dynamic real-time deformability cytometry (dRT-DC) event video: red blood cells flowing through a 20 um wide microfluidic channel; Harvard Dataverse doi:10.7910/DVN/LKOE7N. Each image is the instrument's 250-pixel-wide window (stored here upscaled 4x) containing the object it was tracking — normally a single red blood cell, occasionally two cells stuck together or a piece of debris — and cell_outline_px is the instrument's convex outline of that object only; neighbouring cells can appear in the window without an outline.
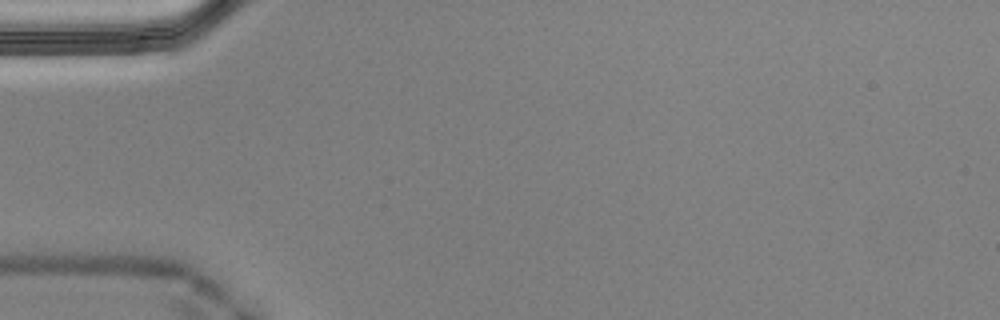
{"species": "Egyptian fruit bat (a non-hibernating species)", "species_latin": "Rousettus aegyptiacus", "temperature_condition": "cold", "stored_images_in_passage": 3, "camera_frame_rate_fps": 3000, "um_per_image_px": 0.085, "animal": {"sex": "male"}, "frame": {"image": 1, "passage_image": 1, "time_ms": 0.0, "image_size_px": [1000, 320], "cell_outline_px": [[144, 52], [40, 52], [32, 40], [44, 32], [124, 32]], "centroid_in_image_um": [7.27, 3.6], "position_along_channel_um": 77.7, "area_um2": 14.05}}